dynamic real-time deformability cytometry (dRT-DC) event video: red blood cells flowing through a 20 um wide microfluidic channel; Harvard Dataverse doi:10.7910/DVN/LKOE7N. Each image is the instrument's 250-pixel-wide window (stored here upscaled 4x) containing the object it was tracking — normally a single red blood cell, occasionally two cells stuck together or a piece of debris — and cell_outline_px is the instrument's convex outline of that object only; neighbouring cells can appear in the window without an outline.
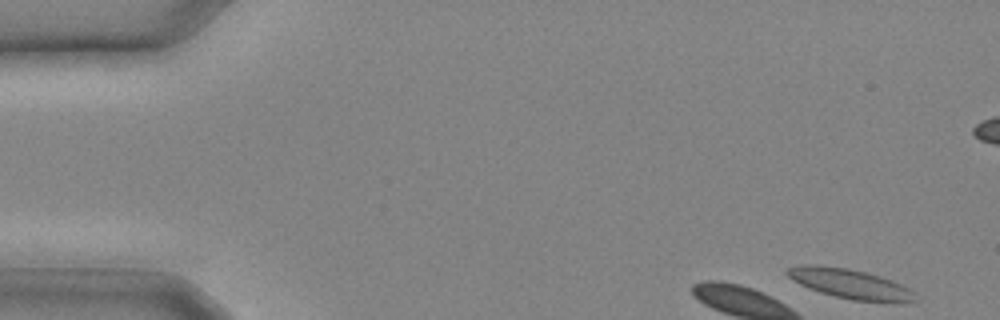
{"species": "common noctule bat (a hibernating species)", "species_latin": "Nyctalus noctula", "temperature_condition": "cold", "stored_images_in_passage": 4, "camera_frame_rate_fps": 3000, "um_per_image_px": 0.085, "animal": {"sex": "male", "body_mass_g": 20.4}, "frame": {"image": 1, "passage_image": 1, "time_ms": 0.0, "image_size_px": [1000, 320], "cell_outline_px": [[916, 300], [912, 304], [892, 304], [852, 300], [820, 292], [808, 288], [792, 280], [784, 272], [788, 268], [800, 264], [816, 264], [848, 268], [880, 276], [892, 280], [916, 292]], "centroid_in_image_um": [72.33, 24.15], "position_along_channel_um": 12.7, "area_um2": 22.83}}